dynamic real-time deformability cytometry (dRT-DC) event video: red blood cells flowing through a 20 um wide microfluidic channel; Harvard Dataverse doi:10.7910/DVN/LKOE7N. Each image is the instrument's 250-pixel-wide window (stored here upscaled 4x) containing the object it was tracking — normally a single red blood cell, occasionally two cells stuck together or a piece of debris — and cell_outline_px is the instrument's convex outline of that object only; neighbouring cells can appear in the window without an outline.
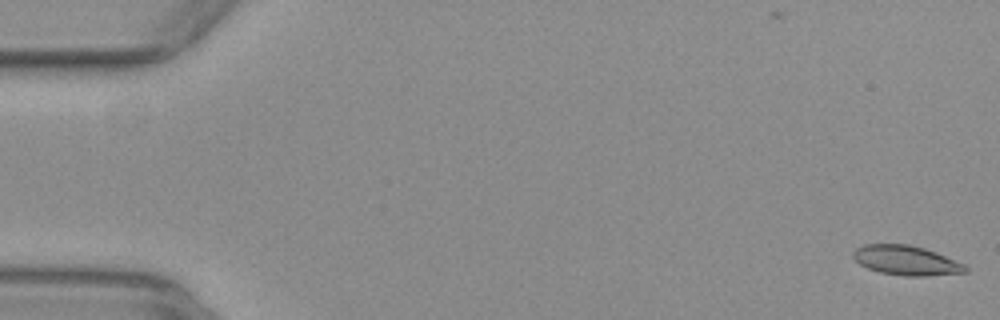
{"species": "common noctule bat (a hibernating species)", "species_latin": "Nyctalus noctula", "temperature_condition": "warm", "stored_images_in_passage": 53, "camera_frame_rate_fps": 3000, "um_per_image_px": 0.085, "animal": {"sex": "female", "body_mass_g": 29.2, "forearm_length_mm": 56.3}, "frame": {"image": 1, "passage_image": 1, "time_ms": 0.0, "image_size_px": [1000, 320], "cell_outline_px": [[968, 272], [924, 276], [904, 276], [880, 272], [868, 268], [860, 264], [852, 256], [852, 252], [856, 248], [864, 244], [908, 244], [924, 248], [936, 252], [964, 264], [968, 268]], "centroid_in_image_um": [77.02, 22.13], "position_along_channel_um": 8.0, "area_um2": 19.31}}
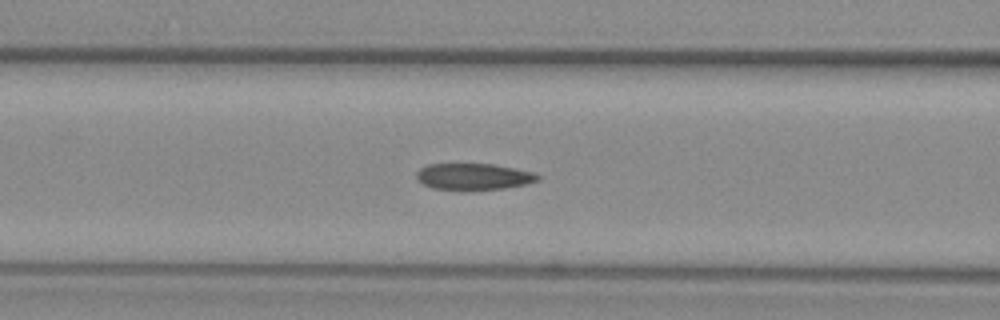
{"frame": {"image": 2, "passage_image": 22, "time_ms": 7.0, "image_size_px": [1000, 320], "cell_outline_px": [[540, 180], [528, 184], [504, 188], [460, 192], [432, 188], [416, 180], [416, 172], [420, 168], [428, 164], [492, 164], [516, 168], [536, 172], [540, 176]], "centroid_in_image_um": [40.26, 15.04], "position_along_channel_um": 126.3, "area_um2": 19.42}}
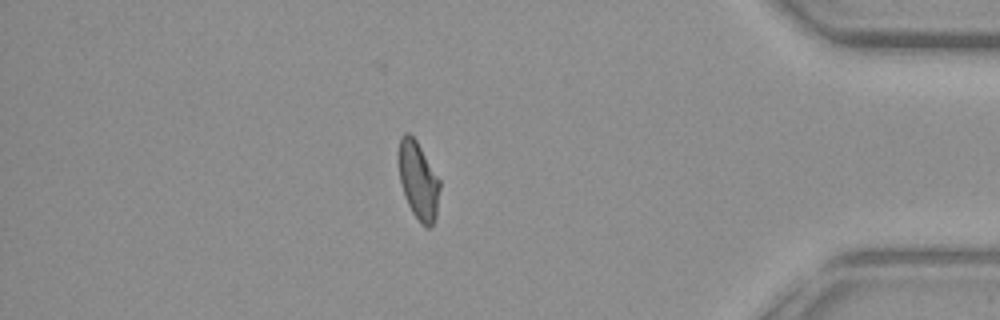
{"frame": {"image": 3, "passage_image": 46, "time_ms": 15.0, "image_size_px": [1000, 320], "cell_outline_px": [[440, 188], [436, 216], [432, 224], [428, 228], [424, 228], [420, 224], [412, 212], [404, 196], [400, 184], [396, 156], [400, 136], [404, 132], [408, 132], [416, 140], [440, 180]], "centroid_in_image_um": [35.51, 15.32], "position_along_channel_um": 399.7, "area_um2": 19.13}, "authors_computed_cell_mechanics": {"area_um2": 19.3052, "velocity_mm_per_s": 3.9127, "shape_relaxation_time_tau1_ms": null, "shape_relaxation_time_tau2_ms": 1.8758, "deformation_change_tau1": null, "deformation_change_tau2": 0.0815}}